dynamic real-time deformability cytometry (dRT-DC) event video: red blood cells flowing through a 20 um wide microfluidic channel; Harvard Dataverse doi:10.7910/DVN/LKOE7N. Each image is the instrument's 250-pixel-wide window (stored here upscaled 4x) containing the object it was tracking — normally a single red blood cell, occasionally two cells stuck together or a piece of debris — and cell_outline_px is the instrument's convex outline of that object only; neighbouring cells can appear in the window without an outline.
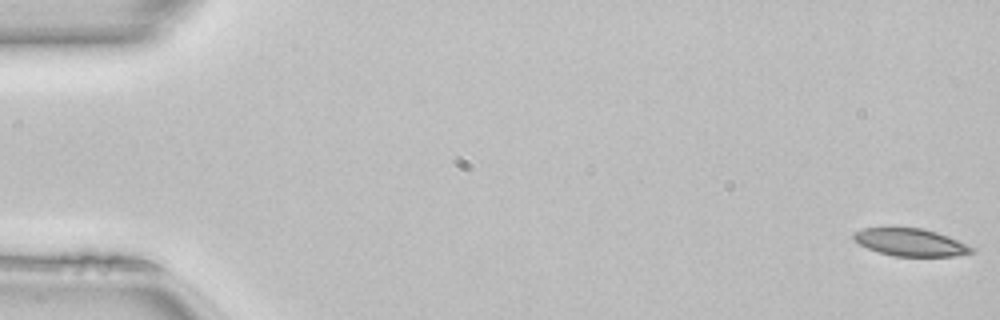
{"species": "common noctule bat (a hibernating species)", "species_latin": "Nyctalus noctula", "temperature_condition": "room temperature", "stored_images_in_passage": 50, "camera_frame_rate_fps": 3000, "um_per_image_px": 0.085, "animal": {"sex": "female", "body_mass_g": 22.7, "forearm_length_mm": 54.2}, "frame": {"image": 1, "passage_image": 1, "time_ms": 0.0, "image_size_px": [1000, 320], "cell_outline_px": [[976, 252], [956, 256], [892, 256], [868, 248], [852, 240], [852, 232], [864, 228], [892, 224], [920, 228], [936, 232], [948, 236], [976, 248]], "centroid_in_image_um": [77.34, 20.55], "position_along_channel_um": 7.7, "area_um2": 19.77}}
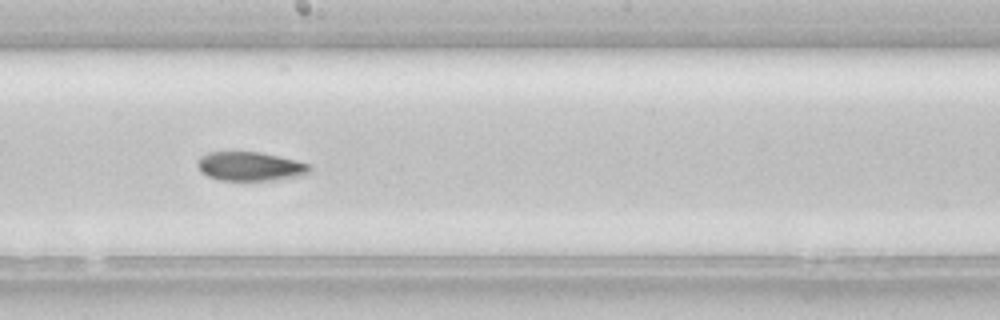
{"frame": {"image": 2, "passage_image": 28, "time_ms": 9.0, "image_size_px": [1000, 320], "cell_outline_px": [[312, 168], [308, 172], [300, 176], [272, 180], [220, 180], [208, 176], [200, 172], [196, 164], [196, 160], [200, 156], [208, 152], [260, 152], [296, 160], [312, 164]], "centroid_in_image_um": [21.24, 14.13], "position_along_channel_um": 227.0, "area_um2": 19.07}}
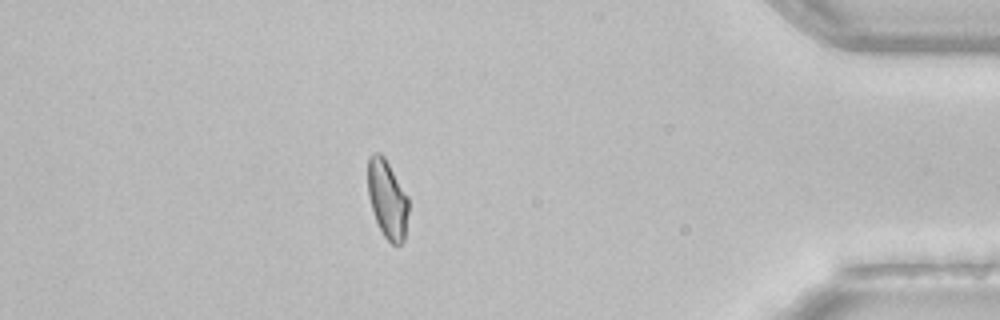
{"frame": {"image": 3, "passage_image": 44, "time_ms": 14.333, "image_size_px": [1000, 320], "cell_outline_px": [[408, 212], [404, 240], [400, 244], [392, 244], [384, 236], [376, 220], [368, 196], [368, 156], [372, 152], [380, 152], [384, 156], [408, 196]], "centroid_in_image_um": [32.92, 16.89], "position_along_channel_um": 402.3, "area_um2": 18.5}}